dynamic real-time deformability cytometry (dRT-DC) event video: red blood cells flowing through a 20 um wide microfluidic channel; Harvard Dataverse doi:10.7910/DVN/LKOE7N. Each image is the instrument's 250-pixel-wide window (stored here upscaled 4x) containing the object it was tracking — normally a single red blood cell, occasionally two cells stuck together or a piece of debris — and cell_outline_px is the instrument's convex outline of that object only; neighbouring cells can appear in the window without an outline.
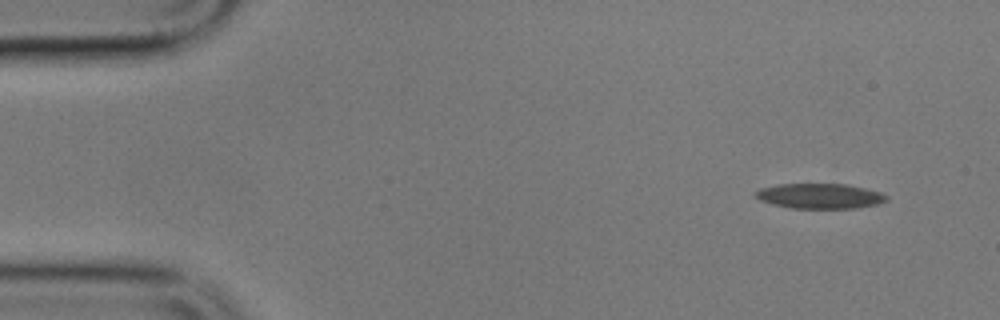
{"species": "common noctule bat (a hibernating species)", "species_latin": "Nyctalus noctula", "temperature_condition": "cold", "stored_images_in_passage": 10, "camera_frame_rate_fps": 3000, "um_per_image_px": 0.085, "animal": {"sex": "male", "body_mass_g": 17.9}, "frame": {"image": 1, "passage_image": 1, "time_ms": 0.0, "image_size_px": [1000, 320], "cell_outline_px": [[888, 200], [876, 204], [856, 208], [792, 208], [772, 204], [760, 200], [752, 192], [760, 188], [776, 184], [848, 184], [880, 192], [888, 196]], "centroid_in_image_um": [69.66, 16.65], "position_along_channel_um": 15.3, "area_um2": 19.19}}
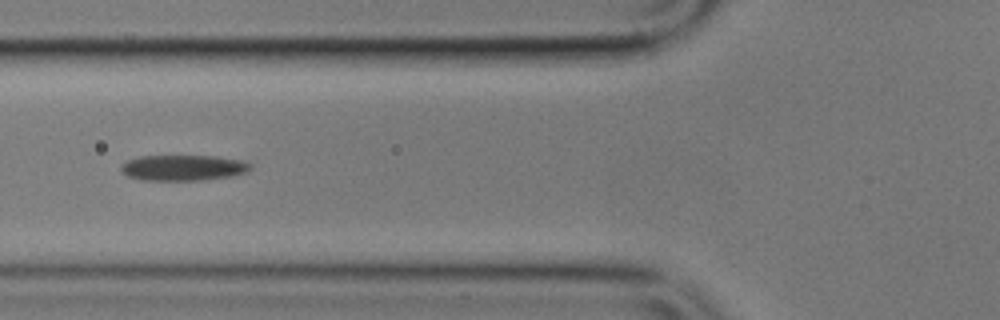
{"frame": {"image": 2, "passage_image": 6, "time_ms": 5.667, "image_size_px": [1000, 320], "cell_outline_px": [[252, 168], [248, 172], [228, 176], [204, 180], [140, 180], [128, 176], [120, 172], [120, 168], [128, 160], [140, 156], [216, 156], [240, 160], [252, 164]], "centroid_in_image_um": [15.57, 14.26], "position_along_channel_um": 110.2, "area_um2": 19.36}}
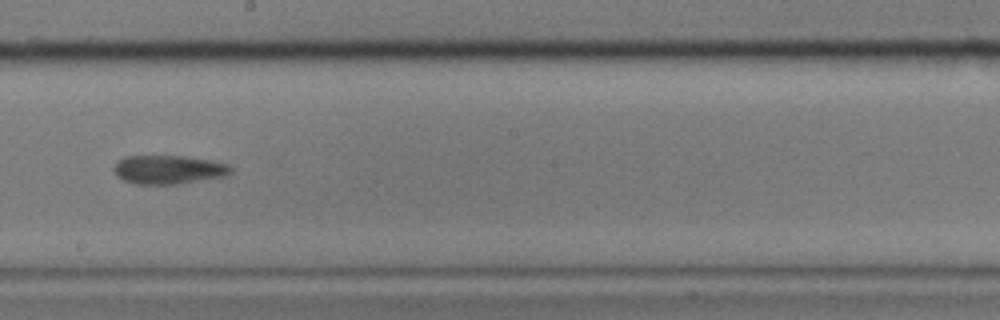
{"frame": {"image": 3, "passage_image": 9, "time_ms": 9.333, "image_size_px": [1000, 320], "cell_outline_px": [[232, 172], [228, 176], [180, 184], [136, 184], [124, 180], [116, 176], [112, 168], [124, 156], [184, 156], [212, 160], [232, 164]], "centroid_in_image_um": [14.39, 14.42], "position_along_channel_um": 233.8, "area_um2": 19.94}}